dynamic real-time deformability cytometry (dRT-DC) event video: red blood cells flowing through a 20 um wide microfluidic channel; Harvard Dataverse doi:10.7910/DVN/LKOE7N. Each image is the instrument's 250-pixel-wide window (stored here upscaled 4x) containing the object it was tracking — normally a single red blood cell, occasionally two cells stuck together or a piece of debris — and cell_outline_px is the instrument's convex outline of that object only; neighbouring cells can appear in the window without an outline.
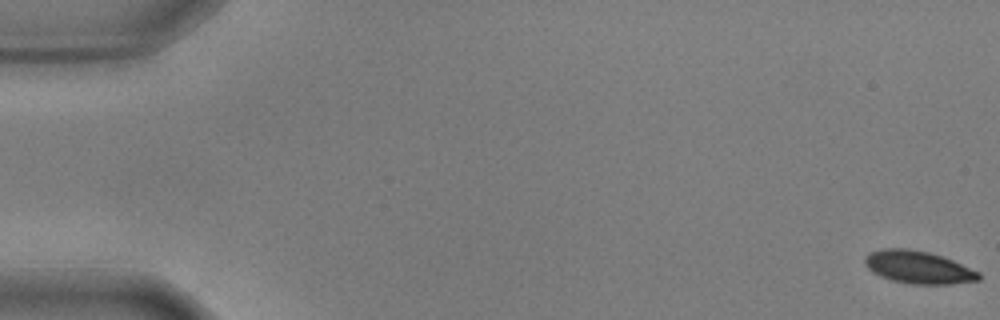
{"species": "common noctule bat (a hibernating species)", "species_latin": "Nyctalus noctula", "temperature_condition": "warm", "stored_images_in_passage": 12, "camera_frame_rate_fps": 3000, "um_per_image_px": 0.085, "animal": {"sex": "male", "body_mass_g": 17.9, "forearm_length_mm": 54.2}, "frame": {"image": 1, "passage_image": 1, "time_ms": 0.0, "image_size_px": [1000, 320], "cell_outline_px": [[980, 280], [948, 284], [912, 284], [892, 280], [880, 276], [872, 272], [864, 264], [864, 256], [868, 252], [884, 248], [908, 248], [928, 252], [952, 260], [980, 272]], "centroid_in_image_um": [78.01, 22.71], "position_along_channel_um": 7.0, "area_um2": 21.68}}